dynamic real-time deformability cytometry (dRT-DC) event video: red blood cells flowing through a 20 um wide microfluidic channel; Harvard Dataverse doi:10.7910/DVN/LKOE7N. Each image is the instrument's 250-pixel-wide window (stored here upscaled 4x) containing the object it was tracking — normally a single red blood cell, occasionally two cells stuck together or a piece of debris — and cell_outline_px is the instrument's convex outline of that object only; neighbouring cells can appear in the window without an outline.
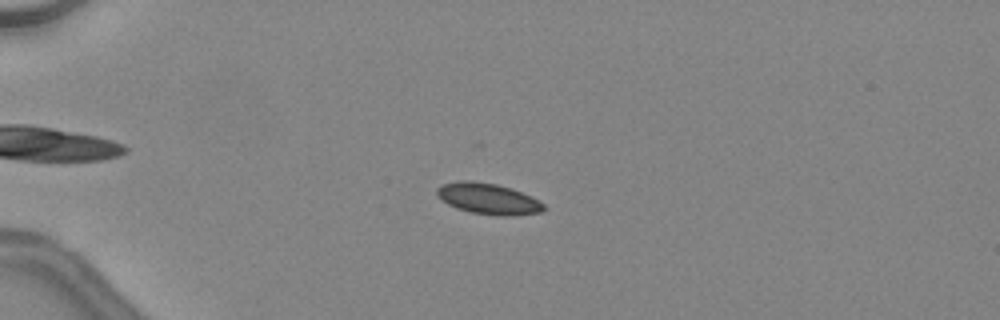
{"species": "common noctule bat (a hibernating species)", "species_latin": "Nyctalus noctula", "temperature_condition": "warm", "stored_images_in_passage": 48, "camera_frame_rate_fps": 3000, "um_per_image_px": 0.085, "animal": {"sex": "female", "body_mass_g": 24.6, "forearm_length_mm": 56.2}, "frame": {"image": 1, "passage_image": 14, "time_ms": 4.333, "image_size_px": [1000, 320], "cell_outline_px": [[544, 212], [512, 216], [496, 216], [472, 212], [456, 208], [440, 200], [436, 196], [436, 188], [444, 184], [464, 180], [468, 180], [496, 184], [512, 188], [532, 196], [544, 204]], "centroid_in_image_um": [41.51, 16.9], "position_along_channel_um": 43.5, "area_um2": 19.48}, "authors_computed_cell_mechanics": {"area_um2": 18.6116, "velocity_mm_per_s": 4.5139, "shape_relaxation_time_tau1_ms": null, "shape_relaxation_time_tau2_ms": 2.3185, "deformation_change_tau1": null, "deformation_change_tau2": 0.0526}}